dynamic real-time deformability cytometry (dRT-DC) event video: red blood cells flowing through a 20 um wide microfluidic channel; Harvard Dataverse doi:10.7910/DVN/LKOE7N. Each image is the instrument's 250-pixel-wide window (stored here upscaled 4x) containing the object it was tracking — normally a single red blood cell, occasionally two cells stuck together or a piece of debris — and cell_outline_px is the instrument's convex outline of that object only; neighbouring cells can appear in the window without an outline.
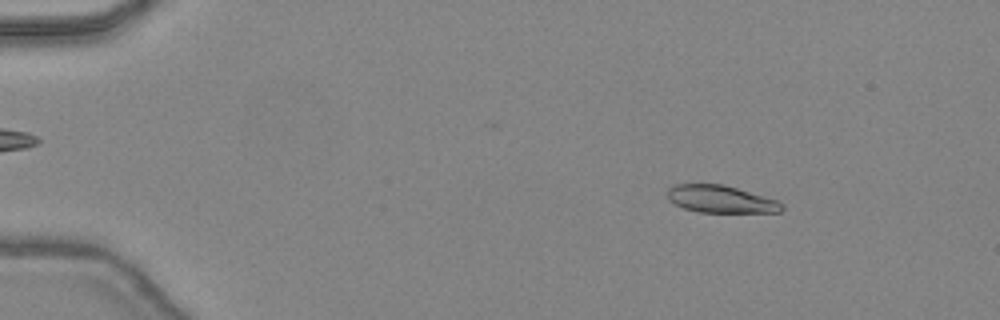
{"species": "common noctule bat (a hibernating species)", "species_latin": "Nyctalus noctula", "temperature_condition": "warm", "stored_images_in_passage": 31, "camera_frame_rate_fps": 3000, "um_per_image_px": 0.085, "animal": {"sex": "female", "body_mass_g": 24.6, "forearm_length_mm": 56.2}, "frame": {"image": 1, "passage_image": 6, "time_ms": 1.667, "image_size_px": [1000, 320], "cell_outline_px": [[784, 208], [780, 212], [700, 212], [684, 208], [668, 200], [668, 188], [676, 184], [724, 184], [764, 196], [776, 200], [784, 204]], "centroid_in_image_um": [61.27, 16.92], "position_along_channel_um": 23.7, "area_um2": 18.15}}
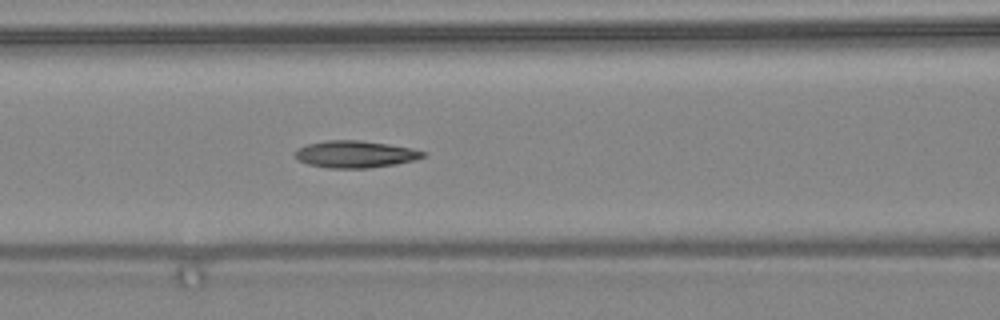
{"frame": {"image": 2, "passage_image": 20, "time_ms": 6.333, "image_size_px": [1000, 320], "cell_outline_px": [[428, 156], [416, 160], [396, 164], [368, 168], [328, 168], [308, 164], [296, 160], [296, 152], [300, 148], [308, 144], [328, 140], [360, 140], [388, 144], [412, 148], [428, 152]], "centroid_in_image_um": [30.27, 13.11], "position_along_channel_um": 136.3, "area_um2": 20.23}}
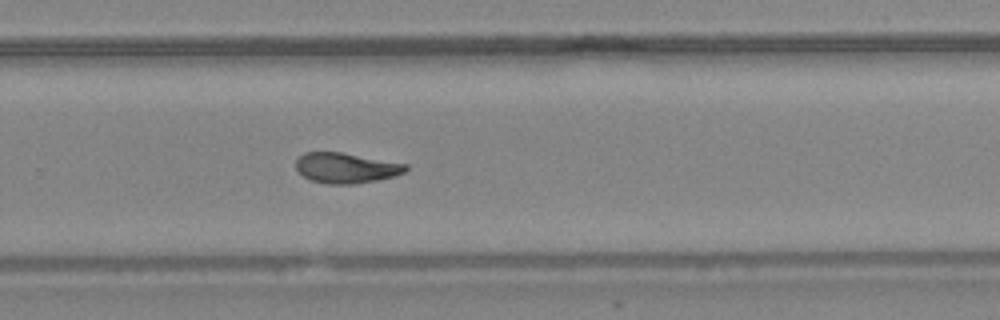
{"frame": {"image": 3, "passage_image": 31, "time_ms": 10.0, "image_size_px": [1000, 320], "cell_outline_px": [[408, 168], [404, 172], [396, 176], [376, 180], [352, 184], [328, 184], [312, 180], [304, 176], [296, 168], [296, 160], [304, 152], [340, 152], [408, 164]], "centroid_in_image_um": [29.43, 14.27], "position_along_channel_um": 300.4, "area_um2": 19.25}}